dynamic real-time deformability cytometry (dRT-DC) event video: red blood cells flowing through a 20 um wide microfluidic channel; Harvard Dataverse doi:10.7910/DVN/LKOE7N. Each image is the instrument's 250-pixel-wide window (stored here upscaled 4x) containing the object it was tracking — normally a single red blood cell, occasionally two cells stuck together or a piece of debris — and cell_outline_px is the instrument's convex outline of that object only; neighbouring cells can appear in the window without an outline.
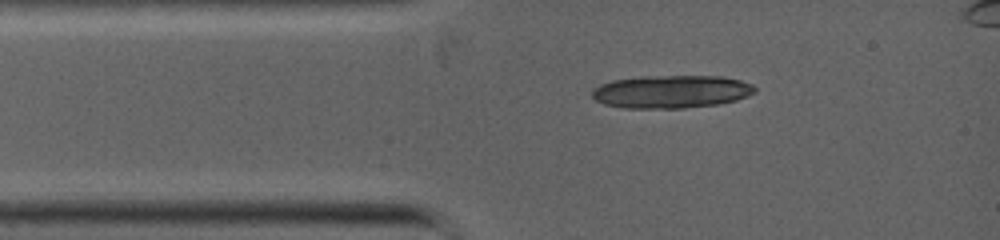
{"species": "common noctule bat (a hibernating species)", "species_latin": "Nyctalus noctula", "temperature_condition": "warm", "stored_images_in_passage": 1, "camera_frame_rate_fps": 5000, "um_per_image_px": 0.085, "animal": {"sex": "female", "body_mass_g": 19.0, "forearm_length_mm": 53.3}, "frame": {"image": 1, "passage_image": 1, "time_ms": 0.0, "image_size_px": [1000, 240], "cell_outline_px": [[756, 92], [748, 96], [736, 100], [716, 104], [684, 108], [624, 108], [604, 104], [596, 100], [592, 96], [592, 88], [600, 84], [612, 80], [640, 76], [724, 76], [740, 80], [752, 84], [756, 88]], "centroid_in_image_um": [57.05, 7.78], "position_along_channel_um": 27.9, "area_um2": 31.44}}